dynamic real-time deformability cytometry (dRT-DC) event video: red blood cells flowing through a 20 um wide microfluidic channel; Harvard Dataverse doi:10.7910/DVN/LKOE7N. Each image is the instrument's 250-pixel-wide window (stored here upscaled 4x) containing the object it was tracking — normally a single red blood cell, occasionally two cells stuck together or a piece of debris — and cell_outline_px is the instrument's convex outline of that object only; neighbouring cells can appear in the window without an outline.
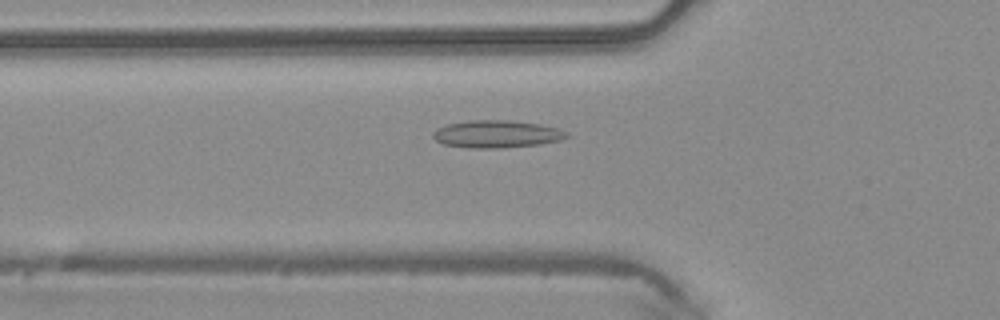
{"species": "common noctule bat (a hibernating species)", "species_latin": "Nyctalus noctula", "temperature_condition": "warm", "stored_images_in_passage": 39, "camera_frame_rate_fps": 3000, "um_per_image_px": 0.085, "animal": {"sex": "male", "body_mass_g": 20.4}, "frame": {"image": 1, "passage_image": 8, "time_ms": 2.333, "image_size_px": [1000, 320], "cell_outline_px": [[568, 136], [560, 140], [540, 144], [504, 148], [468, 148], [444, 144], [436, 140], [432, 136], [432, 132], [436, 128], [444, 124], [468, 120], [508, 120], [540, 124], [556, 128], [568, 132]], "centroid_in_image_um": [42.17, 11.39], "position_along_channel_um": 83.6, "area_um2": 21.56}}
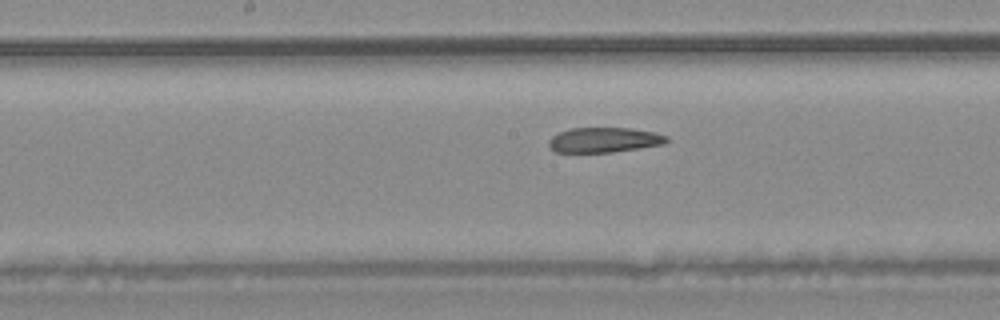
{"frame": {"image": 2, "passage_image": 16, "time_ms": 5.0, "image_size_px": [1000, 320], "cell_outline_px": [[668, 140], [664, 144], [640, 148], [612, 152], [556, 152], [548, 144], [548, 140], [552, 136], [560, 132], [572, 128], [628, 128], [656, 132], [668, 136]], "centroid_in_image_um": [51.38, 11.89], "position_along_channel_um": 196.8, "area_um2": 17.11}}
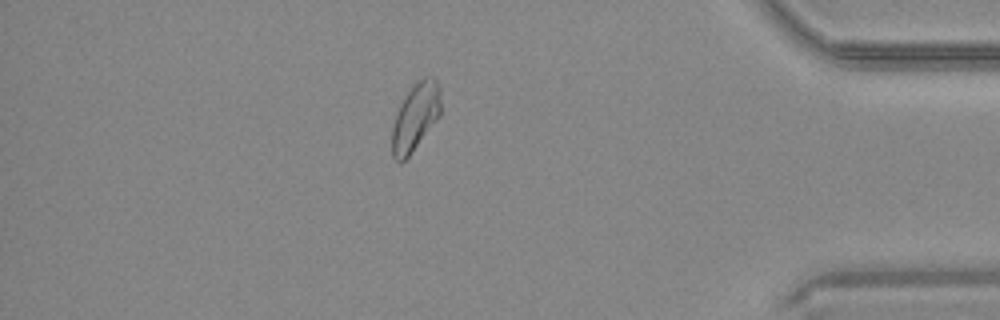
{"frame": {"image": 3, "passage_image": 33, "time_ms": 10.667, "image_size_px": [1000, 320], "cell_outline_px": [[440, 116], [408, 156], [400, 164], [392, 156], [392, 128], [396, 112], [400, 104], [412, 84], [424, 76], [432, 76], [436, 80], [440, 88]], "centroid_in_image_um": [35.3, 9.91], "position_along_channel_um": 399.9, "area_um2": 19.19}, "authors_computed_cell_mechanics": {"area_um2": 19.0162, "velocity_mm_per_s": 4.2355, "shape_relaxation_time_tau1_ms": null, "shape_relaxation_time_tau2_ms": 3.6222, "deformation_change_tau1": null, "deformation_change_tau2": 0.0821}}